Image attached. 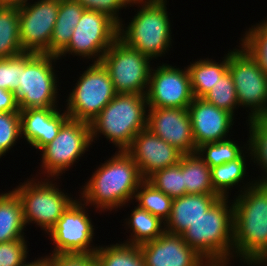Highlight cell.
<instances>
[{
  "label": "cell",
  "mask_w": 267,
  "mask_h": 266,
  "mask_svg": "<svg viewBox=\"0 0 267 266\" xmlns=\"http://www.w3.org/2000/svg\"><path fill=\"white\" fill-rule=\"evenodd\" d=\"M95 169L76 192L79 198L100 214L130 207L139 184L144 180L132 157L126 151H115Z\"/></svg>",
  "instance_id": "obj_1"
},
{
  "label": "cell",
  "mask_w": 267,
  "mask_h": 266,
  "mask_svg": "<svg viewBox=\"0 0 267 266\" xmlns=\"http://www.w3.org/2000/svg\"><path fill=\"white\" fill-rule=\"evenodd\" d=\"M236 194L231 196L233 260L259 262L267 254V184L255 182Z\"/></svg>",
  "instance_id": "obj_2"
},
{
  "label": "cell",
  "mask_w": 267,
  "mask_h": 266,
  "mask_svg": "<svg viewBox=\"0 0 267 266\" xmlns=\"http://www.w3.org/2000/svg\"><path fill=\"white\" fill-rule=\"evenodd\" d=\"M168 2L132 0L129 6L138 9H134L135 14L131 16L133 18H130L129 22H126L127 24L125 20L119 24L118 38L154 61L165 57L174 42Z\"/></svg>",
  "instance_id": "obj_3"
},
{
  "label": "cell",
  "mask_w": 267,
  "mask_h": 266,
  "mask_svg": "<svg viewBox=\"0 0 267 266\" xmlns=\"http://www.w3.org/2000/svg\"><path fill=\"white\" fill-rule=\"evenodd\" d=\"M147 119L146 95L117 93L90 122L91 143L106 138L116 151H126L134 137L147 128Z\"/></svg>",
  "instance_id": "obj_4"
},
{
  "label": "cell",
  "mask_w": 267,
  "mask_h": 266,
  "mask_svg": "<svg viewBox=\"0 0 267 266\" xmlns=\"http://www.w3.org/2000/svg\"><path fill=\"white\" fill-rule=\"evenodd\" d=\"M220 197L181 235L206 261L233 260V200Z\"/></svg>",
  "instance_id": "obj_5"
},
{
  "label": "cell",
  "mask_w": 267,
  "mask_h": 266,
  "mask_svg": "<svg viewBox=\"0 0 267 266\" xmlns=\"http://www.w3.org/2000/svg\"><path fill=\"white\" fill-rule=\"evenodd\" d=\"M27 177L12 190L19 197L26 226L35 224L43 235L54 227L62 213L78 198L59 188L57 178ZM60 184V185H59Z\"/></svg>",
  "instance_id": "obj_6"
},
{
  "label": "cell",
  "mask_w": 267,
  "mask_h": 266,
  "mask_svg": "<svg viewBox=\"0 0 267 266\" xmlns=\"http://www.w3.org/2000/svg\"><path fill=\"white\" fill-rule=\"evenodd\" d=\"M58 57L49 54H21V78L15 93L19 110L28 108H60L56 72Z\"/></svg>",
  "instance_id": "obj_7"
},
{
  "label": "cell",
  "mask_w": 267,
  "mask_h": 266,
  "mask_svg": "<svg viewBox=\"0 0 267 266\" xmlns=\"http://www.w3.org/2000/svg\"><path fill=\"white\" fill-rule=\"evenodd\" d=\"M90 148V123L69 118L61 126L54 140L38 151L41 152V157H38L41 165L39 172L37 171L38 175L35 176L57 178L62 182V174L73 168Z\"/></svg>",
  "instance_id": "obj_8"
},
{
  "label": "cell",
  "mask_w": 267,
  "mask_h": 266,
  "mask_svg": "<svg viewBox=\"0 0 267 266\" xmlns=\"http://www.w3.org/2000/svg\"><path fill=\"white\" fill-rule=\"evenodd\" d=\"M238 44V48L227 51L228 71L235 84L239 108L248 112L247 123L249 119L267 114V74L246 48Z\"/></svg>",
  "instance_id": "obj_9"
},
{
  "label": "cell",
  "mask_w": 267,
  "mask_h": 266,
  "mask_svg": "<svg viewBox=\"0 0 267 266\" xmlns=\"http://www.w3.org/2000/svg\"><path fill=\"white\" fill-rule=\"evenodd\" d=\"M73 89L70 90L65 111L70 119L90 123L116 96L108 70L100 63H91L79 73Z\"/></svg>",
  "instance_id": "obj_10"
},
{
  "label": "cell",
  "mask_w": 267,
  "mask_h": 266,
  "mask_svg": "<svg viewBox=\"0 0 267 266\" xmlns=\"http://www.w3.org/2000/svg\"><path fill=\"white\" fill-rule=\"evenodd\" d=\"M119 25L99 11L85 10L75 26L68 46L57 56H77L92 63H100L103 55L118 39ZM92 60V61H91Z\"/></svg>",
  "instance_id": "obj_11"
},
{
  "label": "cell",
  "mask_w": 267,
  "mask_h": 266,
  "mask_svg": "<svg viewBox=\"0 0 267 266\" xmlns=\"http://www.w3.org/2000/svg\"><path fill=\"white\" fill-rule=\"evenodd\" d=\"M101 63L108 70L116 93L146 95L154 63L151 58L118 38L105 52Z\"/></svg>",
  "instance_id": "obj_12"
},
{
  "label": "cell",
  "mask_w": 267,
  "mask_h": 266,
  "mask_svg": "<svg viewBox=\"0 0 267 266\" xmlns=\"http://www.w3.org/2000/svg\"><path fill=\"white\" fill-rule=\"evenodd\" d=\"M89 208L77 198L63 213L54 227L47 233L52 246L49 254L86 253L94 254L98 244H94L96 227L89 215ZM89 212V213H88ZM95 230V231H94ZM53 241V242H52Z\"/></svg>",
  "instance_id": "obj_13"
},
{
  "label": "cell",
  "mask_w": 267,
  "mask_h": 266,
  "mask_svg": "<svg viewBox=\"0 0 267 266\" xmlns=\"http://www.w3.org/2000/svg\"><path fill=\"white\" fill-rule=\"evenodd\" d=\"M146 93L148 108L187 109L194 99L187 67L156 63Z\"/></svg>",
  "instance_id": "obj_14"
},
{
  "label": "cell",
  "mask_w": 267,
  "mask_h": 266,
  "mask_svg": "<svg viewBox=\"0 0 267 266\" xmlns=\"http://www.w3.org/2000/svg\"><path fill=\"white\" fill-rule=\"evenodd\" d=\"M18 10L19 37L23 52L49 54L59 0H34Z\"/></svg>",
  "instance_id": "obj_15"
},
{
  "label": "cell",
  "mask_w": 267,
  "mask_h": 266,
  "mask_svg": "<svg viewBox=\"0 0 267 266\" xmlns=\"http://www.w3.org/2000/svg\"><path fill=\"white\" fill-rule=\"evenodd\" d=\"M147 129L182 154L197 150L188 108H148Z\"/></svg>",
  "instance_id": "obj_16"
},
{
  "label": "cell",
  "mask_w": 267,
  "mask_h": 266,
  "mask_svg": "<svg viewBox=\"0 0 267 266\" xmlns=\"http://www.w3.org/2000/svg\"><path fill=\"white\" fill-rule=\"evenodd\" d=\"M126 152L137 164L143 179L155 171L178 164L183 155L147 128L134 137Z\"/></svg>",
  "instance_id": "obj_17"
},
{
  "label": "cell",
  "mask_w": 267,
  "mask_h": 266,
  "mask_svg": "<svg viewBox=\"0 0 267 266\" xmlns=\"http://www.w3.org/2000/svg\"><path fill=\"white\" fill-rule=\"evenodd\" d=\"M188 112L196 148L204 143L223 141L233 136L231 132H234L232 128L236 117L228 111L203 98H194Z\"/></svg>",
  "instance_id": "obj_18"
},
{
  "label": "cell",
  "mask_w": 267,
  "mask_h": 266,
  "mask_svg": "<svg viewBox=\"0 0 267 266\" xmlns=\"http://www.w3.org/2000/svg\"><path fill=\"white\" fill-rule=\"evenodd\" d=\"M139 247L145 266H202L206 262L181 235L167 231Z\"/></svg>",
  "instance_id": "obj_19"
},
{
  "label": "cell",
  "mask_w": 267,
  "mask_h": 266,
  "mask_svg": "<svg viewBox=\"0 0 267 266\" xmlns=\"http://www.w3.org/2000/svg\"><path fill=\"white\" fill-rule=\"evenodd\" d=\"M61 107L20 110L21 139L37 151L52 142L69 119L64 106Z\"/></svg>",
  "instance_id": "obj_20"
},
{
  "label": "cell",
  "mask_w": 267,
  "mask_h": 266,
  "mask_svg": "<svg viewBox=\"0 0 267 266\" xmlns=\"http://www.w3.org/2000/svg\"><path fill=\"white\" fill-rule=\"evenodd\" d=\"M219 194H186L173 199L165 231L182 235L220 198Z\"/></svg>",
  "instance_id": "obj_21"
},
{
  "label": "cell",
  "mask_w": 267,
  "mask_h": 266,
  "mask_svg": "<svg viewBox=\"0 0 267 266\" xmlns=\"http://www.w3.org/2000/svg\"><path fill=\"white\" fill-rule=\"evenodd\" d=\"M249 162L252 163L250 148L236 160L211 167V182L213 189L221 197H230L231 190L234 189L233 187L236 186L235 189L238 188L239 190L235 192H239L238 194H240L246 188L252 186L255 183V179H250L249 175H247L249 174L247 172L249 171ZM247 177L249 178L247 179Z\"/></svg>",
  "instance_id": "obj_22"
},
{
  "label": "cell",
  "mask_w": 267,
  "mask_h": 266,
  "mask_svg": "<svg viewBox=\"0 0 267 266\" xmlns=\"http://www.w3.org/2000/svg\"><path fill=\"white\" fill-rule=\"evenodd\" d=\"M133 208L130 215L128 213V217L123 219L124 224H122L126 232H130V234L126 236V240L120 242L139 246L145 242L157 239L165 232V222L159 217L152 215L137 205Z\"/></svg>",
  "instance_id": "obj_23"
},
{
  "label": "cell",
  "mask_w": 267,
  "mask_h": 266,
  "mask_svg": "<svg viewBox=\"0 0 267 266\" xmlns=\"http://www.w3.org/2000/svg\"><path fill=\"white\" fill-rule=\"evenodd\" d=\"M22 204L13 190L0 192V243L26 239Z\"/></svg>",
  "instance_id": "obj_24"
},
{
  "label": "cell",
  "mask_w": 267,
  "mask_h": 266,
  "mask_svg": "<svg viewBox=\"0 0 267 266\" xmlns=\"http://www.w3.org/2000/svg\"><path fill=\"white\" fill-rule=\"evenodd\" d=\"M85 10L74 0H59L58 15L49 43V55L58 56L68 46L73 30Z\"/></svg>",
  "instance_id": "obj_25"
},
{
  "label": "cell",
  "mask_w": 267,
  "mask_h": 266,
  "mask_svg": "<svg viewBox=\"0 0 267 266\" xmlns=\"http://www.w3.org/2000/svg\"><path fill=\"white\" fill-rule=\"evenodd\" d=\"M219 62L213 58H200L187 65L194 98H202L228 71V53Z\"/></svg>",
  "instance_id": "obj_26"
},
{
  "label": "cell",
  "mask_w": 267,
  "mask_h": 266,
  "mask_svg": "<svg viewBox=\"0 0 267 266\" xmlns=\"http://www.w3.org/2000/svg\"><path fill=\"white\" fill-rule=\"evenodd\" d=\"M183 180L186 194H218L212 186L211 168L197 152L183 154Z\"/></svg>",
  "instance_id": "obj_27"
},
{
  "label": "cell",
  "mask_w": 267,
  "mask_h": 266,
  "mask_svg": "<svg viewBox=\"0 0 267 266\" xmlns=\"http://www.w3.org/2000/svg\"><path fill=\"white\" fill-rule=\"evenodd\" d=\"M249 148L252 154V164L260 170L261 176H256V183L267 184V117L260 116L247 122Z\"/></svg>",
  "instance_id": "obj_28"
},
{
  "label": "cell",
  "mask_w": 267,
  "mask_h": 266,
  "mask_svg": "<svg viewBox=\"0 0 267 266\" xmlns=\"http://www.w3.org/2000/svg\"><path fill=\"white\" fill-rule=\"evenodd\" d=\"M118 242L108 245L99 244L94 253L97 266H145L139 246L129 245L119 240Z\"/></svg>",
  "instance_id": "obj_29"
},
{
  "label": "cell",
  "mask_w": 267,
  "mask_h": 266,
  "mask_svg": "<svg viewBox=\"0 0 267 266\" xmlns=\"http://www.w3.org/2000/svg\"><path fill=\"white\" fill-rule=\"evenodd\" d=\"M19 37V10L17 7L0 6V59L21 55Z\"/></svg>",
  "instance_id": "obj_30"
},
{
  "label": "cell",
  "mask_w": 267,
  "mask_h": 266,
  "mask_svg": "<svg viewBox=\"0 0 267 266\" xmlns=\"http://www.w3.org/2000/svg\"><path fill=\"white\" fill-rule=\"evenodd\" d=\"M234 139L201 144L196 152L210 168L222 165L238 159L249 148V139L247 143L243 142L244 145Z\"/></svg>",
  "instance_id": "obj_31"
},
{
  "label": "cell",
  "mask_w": 267,
  "mask_h": 266,
  "mask_svg": "<svg viewBox=\"0 0 267 266\" xmlns=\"http://www.w3.org/2000/svg\"><path fill=\"white\" fill-rule=\"evenodd\" d=\"M134 203L154 216L166 222L169 218L173 199L156 189L151 183L144 179L135 192Z\"/></svg>",
  "instance_id": "obj_32"
},
{
  "label": "cell",
  "mask_w": 267,
  "mask_h": 266,
  "mask_svg": "<svg viewBox=\"0 0 267 266\" xmlns=\"http://www.w3.org/2000/svg\"><path fill=\"white\" fill-rule=\"evenodd\" d=\"M146 180L172 199L186 195L183 180V155L178 164L155 171Z\"/></svg>",
  "instance_id": "obj_33"
},
{
  "label": "cell",
  "mask_w": 267,
  "mask_h": 266,
  "mask_svg": "<svg viewBox=\"0 0 267 266\" xmlns=\"http://www.w3.org/2000/svg\"><path fill=\"white\" fill-rule=\"evenodd\" d=\"M258 22L243 31L244 33L239 37V43L256 59L267 74V16Z\"/></svg>",
  "instance_id": "obj_34"
},
{
  "label": "cell",
  "mask_w": 267,
  "mask_h": 266,
  "mask_svg": "<svg viewBox=\"0 0 267 266\" xmlns=\"http://www.w3.org/2000/svg\"><path fill=\"white\" fill-rule=\"evenodd\" d=\"M205 101L214 104L216 107L224 109L236 116L235 112L239 109L235 84L229 71H227L212 89L203 97Z\"/></svg>",
  "instance_id": "obj_35"
},
{
  "label": "cell",
  "mask_w": 267,
  "mask_h": 266,
  "mask_svg": "<svg viewBox=\"0 0 267 266\" xmlns=\"http://www.w3.org/2000/svg\"><path fill=\"white\" fill-rule=\"evenodd\" d=\"M21 139L20 112H0V159ZM18 141V142H17Z\"/></svg>",
  "instance_id": "obj_36"
},
{
  "label": "cell",
  "mask_w": 267,
  "mask_h": 266,
  "mask_svg": "<svg viewBox=\"0 0 267 266\" xmlns=\"http://www.w3.org/2000/svg\"><path fill=\"white\" fill-rule=\"evenodd\" d=\"M28 239L0 243V266H23L29 259Z\"/></svg>",
  "instance_id": "obj_37"
},
{
  "label": "cell",
  "mask_w": 267,
  "mask_h": 266,
  "mask_svg": "<svg viewBox=\"0 0 267 266\" xmlns=\"http://www.w3.org/2000/svg\"><path fill=\"white\" fill-rule=\"evenodd\" d=\"M86 10L99 11L113 19L118 25L124 20L121 10L130 9L132 0H74ZM127 8V9H126ZM120 14V15H119Z\"/></svg>",
  "instance_id": "obj_38"
},
{
  "label": "cell",
  "mask_w": 267,
  "mask_h": 266,
  "mask_svg": "<svg viewBox=\"0 0 267 266\" xmlns=\"http://www.w3.org/2000/svg\"><path fill=\"white\" fill-rule=\"evenodd\" d=\"M21 78V55L0 59V88L16 93Z\"/></svg>",
  "instance_id": "obj_39"
},
{
  "label": "cell",
  "mask_w": 267,
  "mask_h": 266,
  "mask_svg": "<svg viewBox=\"0 0 267 266\" xmlns=\"http://www.w3.org/2000/svg\"><path fill=\"white\" fill-rule=\"evenodd\" d=\"M48 266H94V254L86 253H61L44 255Z\"/></svg>",
  "instance_id": "obj_40"
},
{
  "label": "cell",
  "mask_w": 267,
  "mask_h": 266,
  "mask_svg": "<svg viewBox=\"0 0 267 266\" xmlns=\"http://www.w3.org/2000/svg\"><path fill=\"white\" fill-rule=\"evenodd\" d=\"M15 93L0 88V112H19Z\"/></svg>",
  "instance_id": "obj_41"
},
{
  "label": "cell",
  "mask_w": 267,
  "mask_h": 266,
  "mask_svg": "<svg viewBox=\"0 0 267 266\" xmlns=\"http://www.w3.org/2000/svg\"><path fill=\"white\" fill-rule=\"evenodd\" d=\"M29 1V2H28ZM34 0H0V6H8V7H22Z\"/></svg>",
  "instance_id": "obj_42"
},
{
  "label": "cell",
  "mask_w": 267,
  "mask_h": 266,
  "mask_svg": "<svg viewBox=\"0 0 267 266\" xmlns=\"http://www.w3.org/2000/svg\"><path fill=\"white\" fill-rule=\"evenodd\" d=\"M37 257H35L34 260H30L28 262H26L23 266H48V263L46 261V258L43 256H39L37 259Z\"/></svg>",
  "instance_id": "obj_43"
},
{
  "label": "cell",
  "mask_w": 267,
  "mask_h": 266,
  "mask_svg": "<svg viewBox=\"0 0 267 266\" xmlns=\"http://www.w3.org/2000/svg\"><path fill=\"white\" fill-rule=\"evenodd\" d=\"M232 260H224V261H206L202 266H231V263L234 264V260L233 262H231Z\"/></svg>",
  "instance_id": "obj_44"
},
{
  "label": "cell",
  "mask_w": 267,
  "mask_h": 266,
  "mask_svg": "<svg viewBox=\"0 0 267 266\" xmlns=\"http://www.w3.org/2000/svg\"><path fill=\"white\" fill-rule=\"evenodd\" d=\"M242 266H262L259 262H245L243 261V264H241Z\"/></svg>",
  "instance_id": "obj_45"
},
{
  "label": "cell",
  "mask_w": 267,
  "mask_h": 266,
  "mask_svg": "<svg viewBox=\"0 0 267 266\" xmlns=\"http://www.w3.org/2000/svg\"><path fill=\"white\" fill-rule=\"evenodd\" d=\"M262 266H267V254L259 261Z\"/></svg>",
  "instance_id": "obj_46"
}]
</instances>
